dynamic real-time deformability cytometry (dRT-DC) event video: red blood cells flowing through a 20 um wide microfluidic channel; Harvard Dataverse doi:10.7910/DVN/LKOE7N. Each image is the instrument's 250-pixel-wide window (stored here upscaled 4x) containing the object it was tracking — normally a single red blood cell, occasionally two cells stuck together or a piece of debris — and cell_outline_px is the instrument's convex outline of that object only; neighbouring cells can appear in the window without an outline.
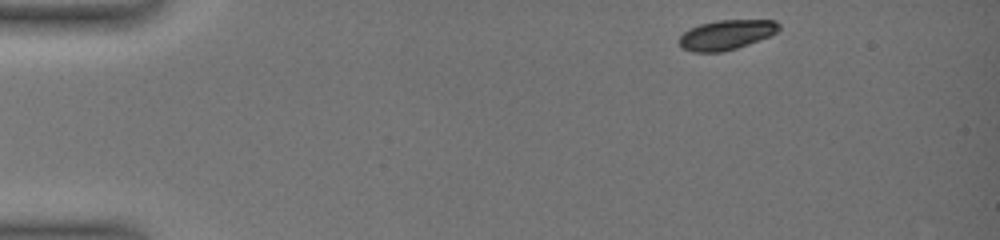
{"species": "common noctule bat (a hibernating species)", "species_latin": "Nyctalus noctula", "temperature_condition": "warm", "stored_images_in_passage": 22, "camera_frame_rate_fps": 3000, "um_per_image_px": 0.085, "animal": {"sex": "female", "body_mass_g": 19.0, "forearm_length_mm": 51.5}, "frame": {"image": 1, "passage_image": 1, "time_ms": 0.0, "image_size_px": [1000, 240], "cell_outline_px": [[780, 28], [776, 32], [768, 36], [748, 44], [736, 48], [720, 52], [692, 52], [680, 48], [676, 40], [688, 28], [700, 24], [716, 20], [776, 20], [780, 24]], "centroid_in_image_um": [61.67, 2.96], "position_along_channel_um": 23.3, "area_um2": 17.46}}
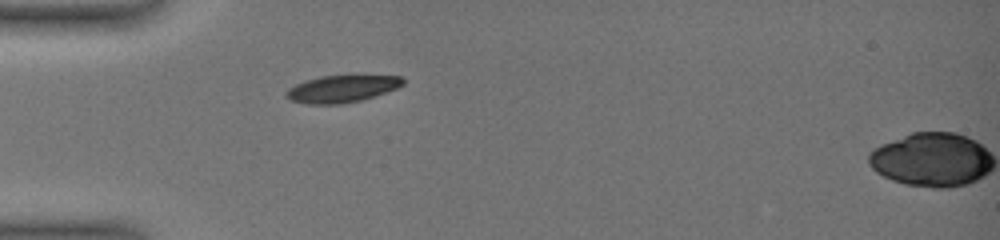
{"frame": {"image": 2, "passage_image": 21, "time_ms": 3.333, "image_size_px": [1000, 240], "cell_outline_px": [[404, 84], [396, 88], [360, 100], [340, 104], [308, 104], [292, 100], [284, 96], [284, 92], [288, 88], [296, 84], [320, 76], [356, 72], [400, 76], [404, 80]], "centroid_in_image_um": [29.09, 7.48], "position_along_channel_um": 55.9, "area_um2": 19.19}}